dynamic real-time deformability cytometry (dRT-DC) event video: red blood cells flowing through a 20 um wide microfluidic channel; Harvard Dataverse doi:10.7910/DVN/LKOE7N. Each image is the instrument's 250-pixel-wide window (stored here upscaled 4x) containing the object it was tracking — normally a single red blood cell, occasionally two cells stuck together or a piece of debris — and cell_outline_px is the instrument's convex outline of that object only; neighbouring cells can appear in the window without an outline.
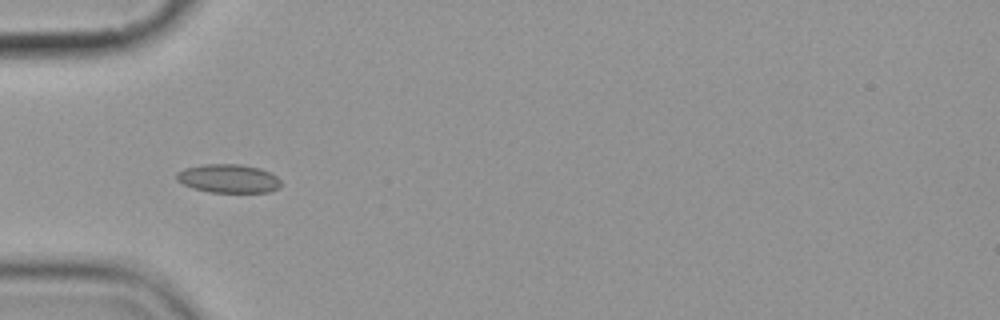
{"species": "common noctule bat (a hibernating species)", "species_latin": "Nyctalus noctula", "temperature_condition": "cold", "stored_images_in_passage": 6, "camera_frame_rate_fps": 3000, "um_per_image_px": 0.085, "animal": {"sex": "female", "body_mass_g": 19.9}, "frame": {"image": 1, "passage_image": 5, "time_ms": 4.667, "image_size_px": [1000, 320], "cell_outline_px": [[284, 184], [280, 188], [268, 192], [208, 192], [192, 188], [176, 180], [176, 172], [184, 168], [204, 164], [240, 164], [260, 168], [276, 176]], "centroid_in_image_um": [19.42, 15.18], "position_along_channel_um": 65.6, "area_um2": 17.57}}
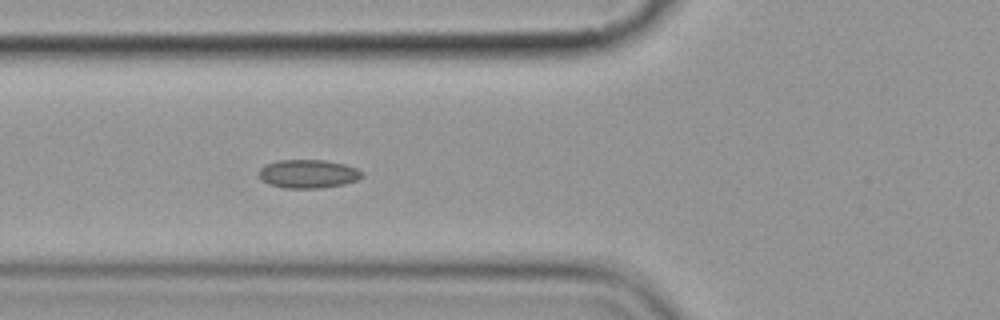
{"frame": {"image": 2, "passage_image": 6, "time_ms": 5.667, "image_size_px": [1000, 320], "cell_outline_px": [[364, 176], [356, 180], [344, 184], [324, 188], [284, 188], [268, 184], [260, 180], [260, 168], [264, 164], [276, 160], [324, 160], [344, 164], [356, 168], [364, 172]], "centroid_in_image_um": [26.18, 14.78], "position_along_channel_um": 99.6, "area_um2": 17.34}}